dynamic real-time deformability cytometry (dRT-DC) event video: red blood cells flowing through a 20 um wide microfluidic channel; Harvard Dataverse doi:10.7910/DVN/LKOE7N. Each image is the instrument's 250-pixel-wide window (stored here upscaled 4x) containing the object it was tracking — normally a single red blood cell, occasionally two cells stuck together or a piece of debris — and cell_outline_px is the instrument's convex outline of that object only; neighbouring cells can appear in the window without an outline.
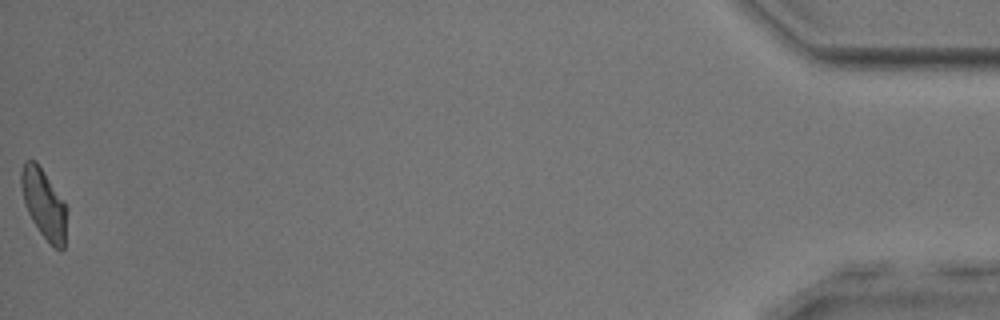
{"species": "common noctule bat (a hibernating species)", "species_latin": "Nyctalus noctula", "temperature_condition": "room temperature", "stored_images_in_passage": 37, "camera_frame_rate_fps": 3000, "um_per_image_px": 0.085, "animal": {"sex": "male", "body_mass_g": 17.9, "forearm_length_mm": 54.2}, "frame": {"image": 1, "passage_image": 37, "time_ms": 12.0, "image_size_px": [1000, 320], "cell_outline_px": [[68, 208], [64, 248], [60, 252], [40, 232], [32, 220], [24, 204], [20, 184], [20, 172], [24, 160], [36, 160], [64, 200]], "centroid_in_image_um": [3.74, 17.29], "position_along_channel_um": 431.5, "area_um2": 18.73}, "authors_computed_cell_mechanics": {"area_um2": 19.2474, "velocity_mm_per_s": 3.9684, "shape_relaxation_time_tau1_ms": 6.3486, "shape_relaxation_time_tau2_ms": 2.1773, "deformation_change_tau1": 0.1355, "deformation_change_tau2": 0.1034}}